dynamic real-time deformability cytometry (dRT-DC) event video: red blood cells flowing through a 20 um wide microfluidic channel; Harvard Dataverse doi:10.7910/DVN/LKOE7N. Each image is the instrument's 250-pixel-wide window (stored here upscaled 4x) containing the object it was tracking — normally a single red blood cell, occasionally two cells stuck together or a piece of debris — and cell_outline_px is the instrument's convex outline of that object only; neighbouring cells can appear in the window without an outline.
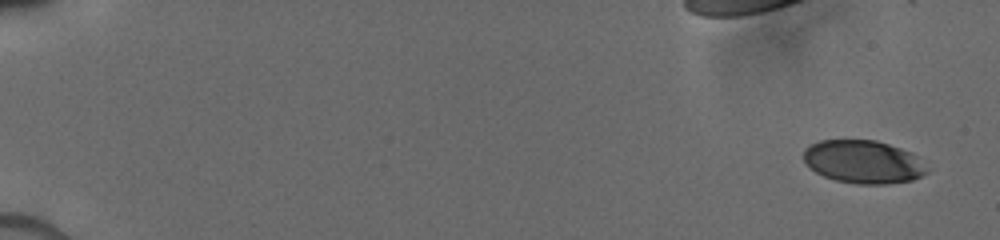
{"species": "human", "species_latin": "Homo sapiens", "temperature_condition": "cold", "stored_images_in_passage": 8, "camera_frame_rate_fps": 3000, "um_per_image_px": 0.085, "donor": {"sex": "male"}, "frame": {"image": 1, "passage_image": 1, "time_ms": 0.0, "image_size_px": [1000, 240], "cell_outline_px": [[928, 172], [912, 180], [884, 184], [860, 184], [836, 180], [824, 176], [816, 172], [804, 160], [804, 148], [808, 144], [820, 140], [876, 140], [912, 152]], "centroid_in_image_um": [73.34, 13.74], "position_along_channel_um": 11.7, "area_um2": 30.63}}
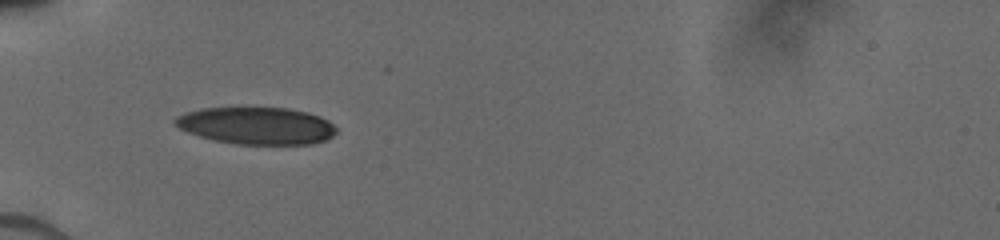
{"frame": {"image": 2, "passage_image": 7, "time_ms": 5.667, "image_size_px": [1000, 240], "cell_outline_px": [[336, 132], [332, 136], [324, 140], [312, 144], [236, 144], [216, 140], [200, 136], [188, 132], [180, 128], [172, 120], [176, 116], [188, 112], [204, 108], [288, 108], [308, 112], [320, 116], [328, 120], [336, 128]], "centroid_in_image_um": [21.83, 10.68], "position_along_channel_um": 63.2, "area_um2": 34.68}}